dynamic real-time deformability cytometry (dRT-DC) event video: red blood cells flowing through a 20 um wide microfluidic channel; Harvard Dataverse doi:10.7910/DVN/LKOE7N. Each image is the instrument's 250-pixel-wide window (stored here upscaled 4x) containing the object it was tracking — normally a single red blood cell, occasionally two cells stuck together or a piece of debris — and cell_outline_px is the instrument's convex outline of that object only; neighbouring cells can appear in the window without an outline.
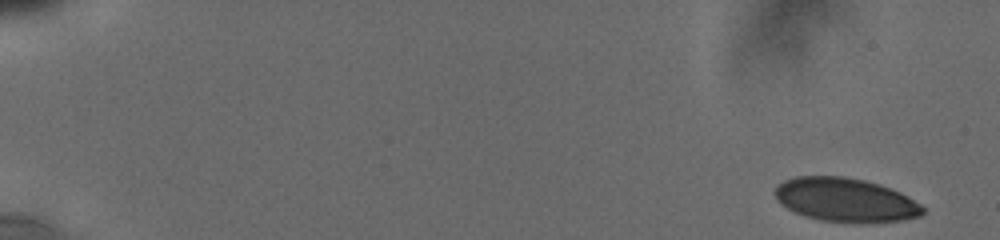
{"species": "human", "species_latin": "Homo sapiens", "temperature_condition": "cold", "stored_images_in_passage": 12, "camera_frame_rate_fps": 3000, "um_per_image_px": 0.085, "donor": {"sex": "male"}, "frame": {"image": 1, "passage_image": 1, "time_ms": 0.0, "image_size_px": [1000, 240], "cell_outline_px": [[924, 212], [920, 216], [904, 220], [864, 224], [856, 224], [820, 220], [804, 216], [780, 204], [776, 200], [772, 192], [776, 184], [784, 180], [796, 176], [844, 176], [864, 180], [880, 184], [900, 192], [908, 196], [920, 204], [924, 208]], "centroid_in_image_um": [71.84, 17.0], "position_along_channel_um": 13.2, "area_um2": 38.49}}
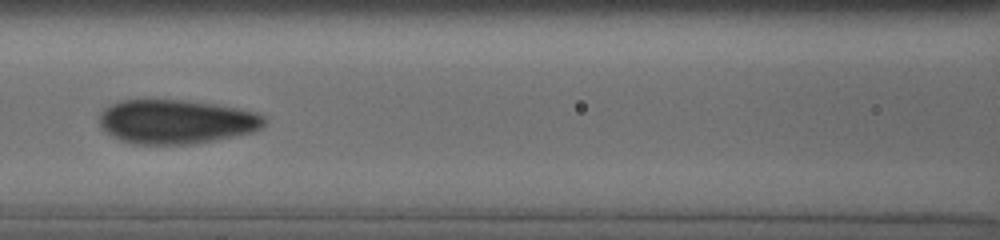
{"frame": {"image": 2, "passage_image": 8, "time_ms": 8.333, "image_size_px": [1000, 240], "cell_outline_px": [[268, 120], [256, 132], [196, 144], [132, 144], [120, 140], [104, 132], [100, 128], [100, 112], [104, 108], [120, 100], [180, 100], [212, 104], [236, 108], [256, 112], [264, 116]], "centroid_in_image_um": [14.97, 10.36], "position_along_channel_um": 151.6, "area_um2": 42.71}}
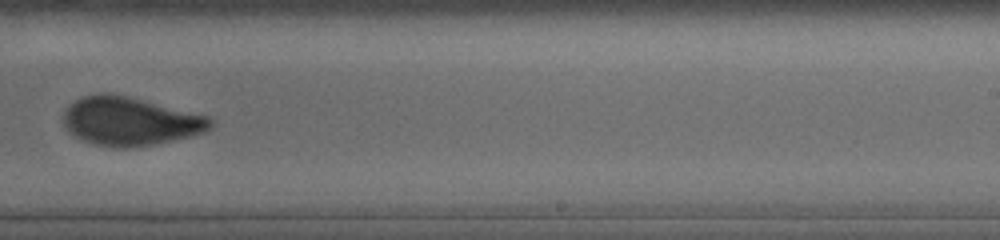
{"frame": {"image": 3, "passage_image": 11, "time_ms": 11.667, "image_size_px": [1000, 240], "cell_outline_px": [[216, 124], [212, 128], [204, 132], [192, 136], [156, 144], [132, 148], [112, 148], [92, 144], [68, 132], [64, 128], [64, 112], [68, 104], [80, 96], [124, 96], [208, 116]], "centroid_in_image_um": [11.07, 10.36], "position_along_channel_um": 277.9, "area_um2": 41.1}}